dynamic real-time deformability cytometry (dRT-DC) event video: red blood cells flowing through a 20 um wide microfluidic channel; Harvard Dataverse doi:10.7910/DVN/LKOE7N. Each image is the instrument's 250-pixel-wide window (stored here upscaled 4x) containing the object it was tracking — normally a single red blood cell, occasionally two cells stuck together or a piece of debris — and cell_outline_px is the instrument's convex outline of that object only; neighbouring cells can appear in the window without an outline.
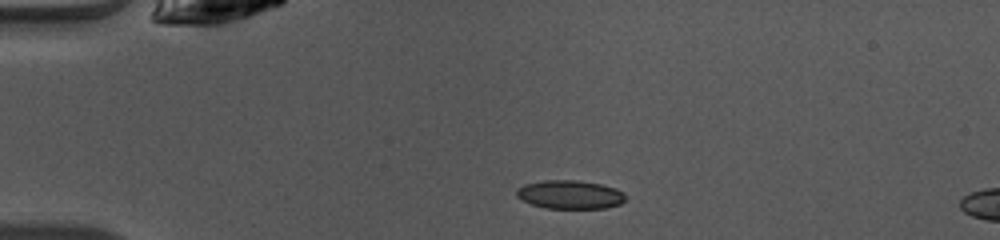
{"species": "common noctule bat (a hibernating species)", "species_latin": "Nyctalus noctula", "temperature_condition": "warm", "stored_images_in_passage": 5, "camera_frame_rate_fps": 3000, "um_per_image_px": 0.085, "animal": {"sex": "female", "body_mass_g": 10.0, "forearm_length_mm": 53.1}, "frame": {"image": 1, "passage_image": 1, "time_ms": 0.0, "image_size_px": [1000, 240], "cell_outline_px": [[628, 196], [620, 204], [604, 208], [544, 208], [532, 204], [516, 196], [516, 188], [524, 184], [544, 180], [576, 180], [600, 184], [616, 188], [624, 192]], "centroid_in_image_um": [48.46, 16.53], "position_along_channel_um": 36.5, "area_um2": 18.21}}